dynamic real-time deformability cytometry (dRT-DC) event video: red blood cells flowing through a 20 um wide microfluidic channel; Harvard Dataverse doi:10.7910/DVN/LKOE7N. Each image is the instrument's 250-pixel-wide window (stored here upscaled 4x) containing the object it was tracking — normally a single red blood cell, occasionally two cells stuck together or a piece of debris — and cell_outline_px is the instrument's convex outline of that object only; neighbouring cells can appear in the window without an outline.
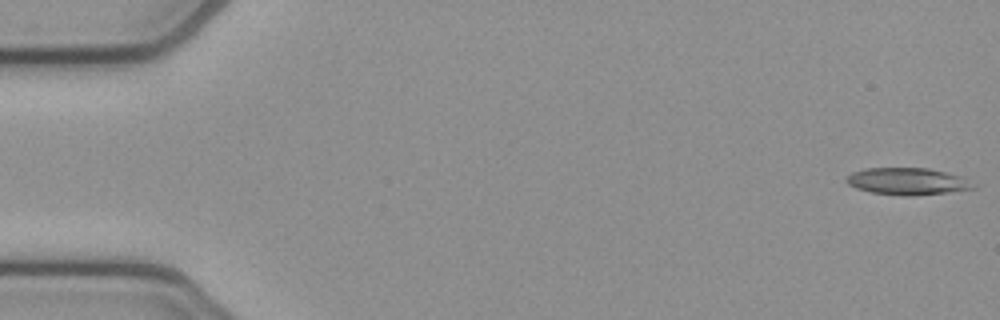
{"species": "common noctule bat (a hibernating species)", "species_latin": "Nyctalus noctula", "temperature_condition": "cold", "stored_images_in_passage": 5, "camera_frame_rate_fps": 3000, "um_per_image_px": 0.085, "animal": {"sex": "female", "body_mass_g": 21.9}, "frame": {"image": 1, "passage_image": 1, "time_ms": 0.0, "image_size_px": [1000, 320], "cell_outline_px": [[976, 188], [948, 192], [912, 196], [904, 196], [872, 192], [856, 188], [848, 184], [844, 180], [852, 172], [864, 168], [928, 168], [964, 176]], "centroid_in_image_um": [77.12, 15.41], "position_along_channel_um": 7.9, "area_um2": 19.94}}
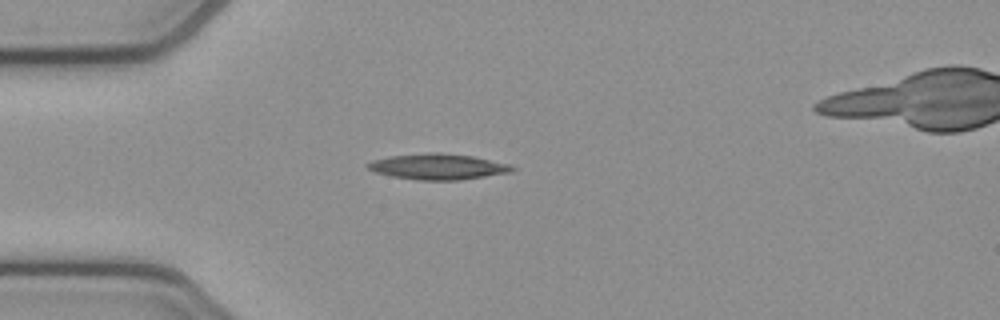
{"frame": {"image": 2, "passage_image": 4, "time_ms": 1.0, "image_size_px": [1000, 320], "cell_outline_px": [[516, 168], [512, 172], [460, 180], [416, 180], [392, 176], [376, 172], [368, 168], [364, 164], [372, 160], [392, 156], [428, 152], [440, 152], [472, 156], [512, 164]], "centroid_in_image_um": [37.26, 14.16], "position_along_channel_um": 47.7, "area_um2": 21.79}}